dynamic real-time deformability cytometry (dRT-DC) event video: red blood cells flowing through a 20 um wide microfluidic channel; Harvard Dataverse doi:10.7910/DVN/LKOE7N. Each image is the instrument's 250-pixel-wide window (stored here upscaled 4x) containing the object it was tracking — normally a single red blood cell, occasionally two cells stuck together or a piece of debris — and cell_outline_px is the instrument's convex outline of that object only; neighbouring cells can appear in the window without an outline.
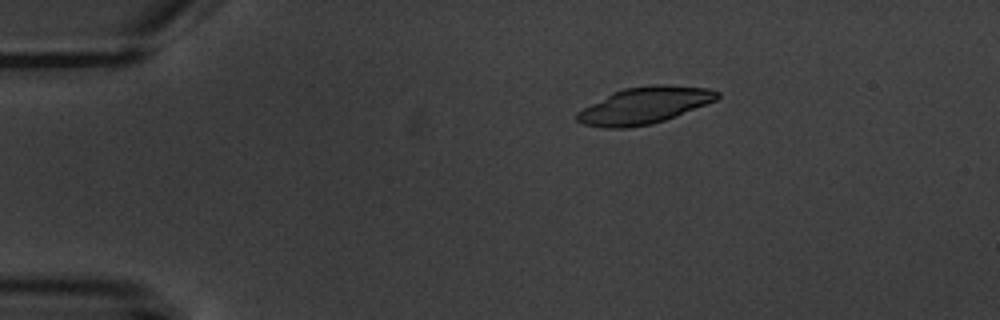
{"species": "common noctule bat (a hibernating species)", "species_latin": "Nyctalus noctula", "temperature_condition": "warm", "stored_images_in_passage": 4, "camera_frame_rate_fps": 3000, "um_per_image_px": 0.085, "animal": {"sex": "male", "body_mass_g": 20.1, "forearm_length_mm": 53.5}, "frame": {"image": 1, "passage_image": 3, "time_ms": 3.0, "image_size_px": [1000, 320], "cell_outline_px": [[720, 96], [716, 100], [676, 116], [652, 124], [628, 128], [604, 128], [584, 124], [576, 120], [576, 112], [612, 92], [624, 88], [656, 84], [668, 84], [708, 88], [720, 92]], "centroid_in_image_um": [54.77, 8.96], "position_along_channel_um": 30.2, "area_um2": 30.0}}